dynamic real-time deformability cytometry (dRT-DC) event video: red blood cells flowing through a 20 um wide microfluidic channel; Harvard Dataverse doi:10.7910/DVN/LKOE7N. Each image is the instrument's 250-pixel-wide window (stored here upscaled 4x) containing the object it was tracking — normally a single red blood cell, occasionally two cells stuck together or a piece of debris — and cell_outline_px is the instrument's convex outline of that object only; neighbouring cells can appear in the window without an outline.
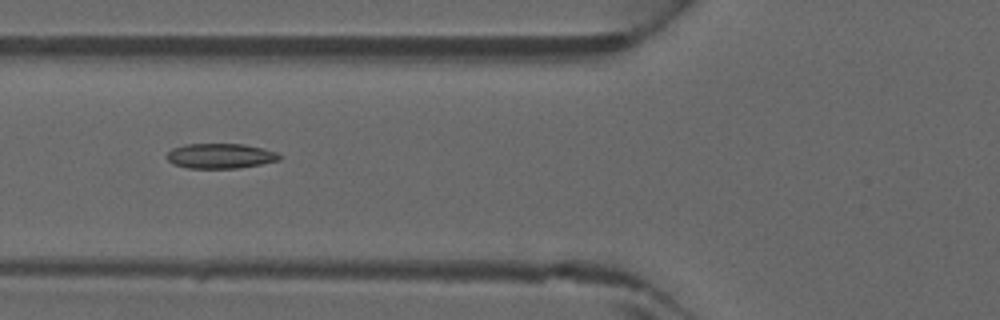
{"species": "common noctule bat (a hibernating species)", "species_latin": "Nyctalus noctula", "temperature_condition": "warm", "stored_images_in_passage": 46, "camera_frame_rate_fps": 3000, "um_per_image_px": 0.085, "animal": {"sex": "male", "forearm_length_mm": 52.5}, "frame": {"image": 1, "passage_image": 18, "time_ms": 5.667, "image_size_px": [1000, 320], "cell_outline_px": [[284, 156], [280, 160], [240, 168], [188, 168], [172, 164], [164, 156], [172, 148], [184, 144], [244, 144], [264, 148], [276, 152]], "centroid_in_image_um": [18.73, 13.25], "position_along_channel_um": 107.1, "area_um2": 16.65}}
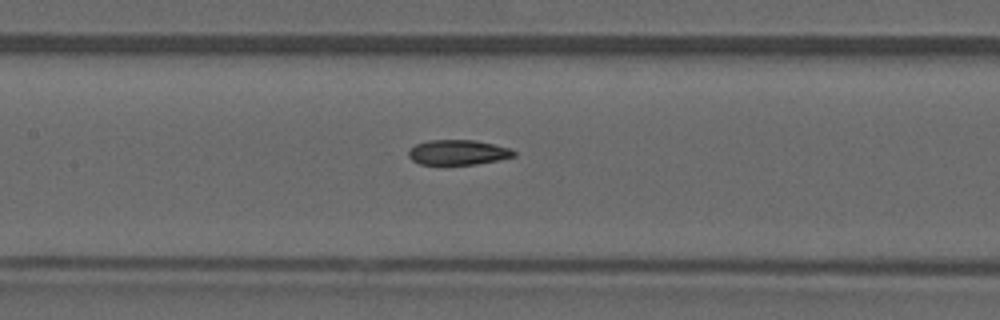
{"frame": {"image": 2, "passage_image": 22, "time_ms": 7.0, "image_size_px": [1000, 320], "cell_outline_px": [[516, 156], [476, 164], [420, 164], [412, 160], [408, 156], [408, 152], [416, 144], [428, 140], [476, 140], [508, 148], [516, 152]], "centroid_in_image_um": [38.91, 12.95], "position_along_channel_um": 168.5, "area_um2": 15.14}}
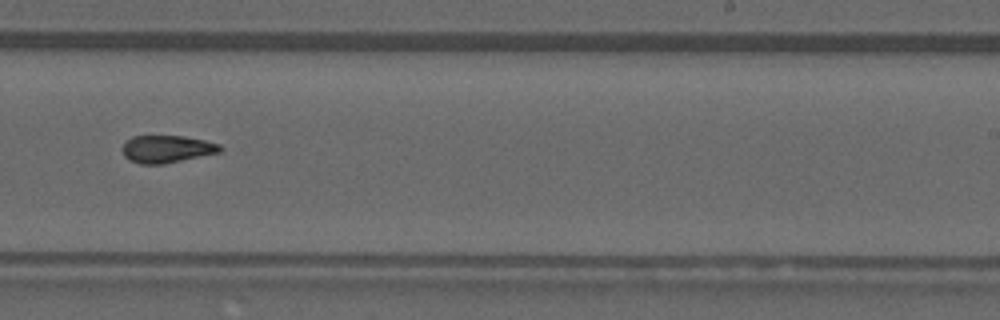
{"frame": {"image": 3, "passage_image": 29, "time_ms": 9.333, "image_size_px": [1000, 320], "cell_outline_px": [[224, 148], [220, 152], [164, 164], [140, 164], [128, 160], [124, 156], [124, 144], [132, 136], [184, 136], [204, 140], [220, 144]], "centroid_in_image_um": [14.21, 12.67], "position_along_channel_um": 274.8, "area_um2": 15.55}}